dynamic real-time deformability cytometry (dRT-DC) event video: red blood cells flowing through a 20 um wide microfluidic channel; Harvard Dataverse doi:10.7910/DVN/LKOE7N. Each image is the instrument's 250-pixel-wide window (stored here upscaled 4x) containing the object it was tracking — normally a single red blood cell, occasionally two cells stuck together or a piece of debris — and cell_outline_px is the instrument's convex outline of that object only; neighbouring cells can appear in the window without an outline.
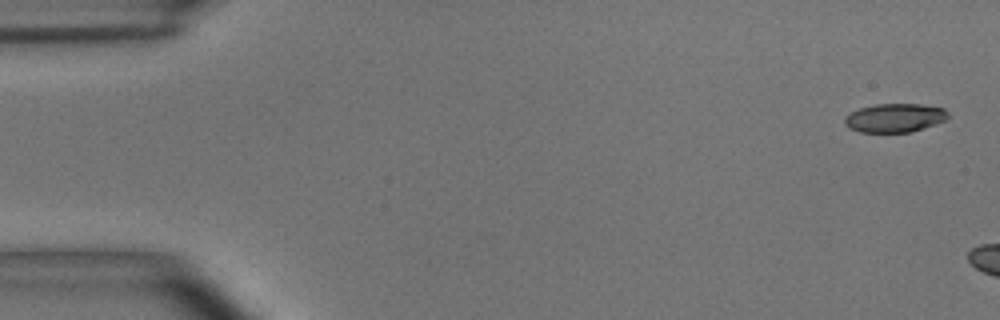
{"species": "common noctule bat (a hibernating species)", "species_latin": "Nyctalus noctula", "temperature_condition": "room temperature", "stored_images_in_passage": 7, "camera_frame_rate_fps": 3000, "um_per_image_px": 0.085, "animal": {"sex": "male", "body_mass_g": 15.6}, "frame": {"image": 1, "passage_image": 1, "time_ms": 0.0, "image_size_px": [1000, 320], "cell_outline_px": [[948, 116], [944, 120], [936, 124], [912, 132], [860, 132], [848, 128], [844, 124], [844, 116], [860, 108], [876, 104], [920, 104], [944, 108], [948, 112]], "centroid_in_image_um": [76.04, 10.02], "position_along_channel_um": 9.0, "area_um2": 17.34}}